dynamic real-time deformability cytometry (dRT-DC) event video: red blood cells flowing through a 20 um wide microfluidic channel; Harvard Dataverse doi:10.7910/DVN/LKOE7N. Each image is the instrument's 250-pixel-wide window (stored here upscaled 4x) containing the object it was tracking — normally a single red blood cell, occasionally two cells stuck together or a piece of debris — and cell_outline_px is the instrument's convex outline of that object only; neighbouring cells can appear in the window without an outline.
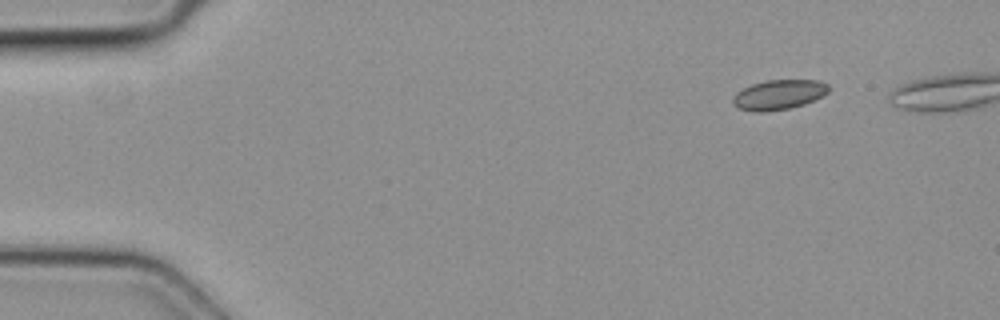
{"species": "common noctule bat (a hibernating species)", "species_latin": "Nyctalus noctula", "temperature_condition": "cold", "stored_images_in_passage": 4, "camera_frame_rate_fps": 3000, "um_per_image_px": 0.085, "animal": {"sex": "female", "body_mass_g": 19.3, "forearm_length_mm": 54.1}, "frame": {"image": 1, "passage_image": 1, "time_ms": 0.0, "image_size_px": [1000, 320], "cell_outline_px": [[828, 92], [824, 96], [804, 104], [788, 108], [764, 112], [756, 112], [736, 108], [732, 104], [732, 100], [736, 92], [752, 84], [764, 80], [820, 80], [828, 84]], "centroid_in_image_um": [66.18, 8.05], "position_along_channel_um": 18.8, "area_um2": 16.76}}